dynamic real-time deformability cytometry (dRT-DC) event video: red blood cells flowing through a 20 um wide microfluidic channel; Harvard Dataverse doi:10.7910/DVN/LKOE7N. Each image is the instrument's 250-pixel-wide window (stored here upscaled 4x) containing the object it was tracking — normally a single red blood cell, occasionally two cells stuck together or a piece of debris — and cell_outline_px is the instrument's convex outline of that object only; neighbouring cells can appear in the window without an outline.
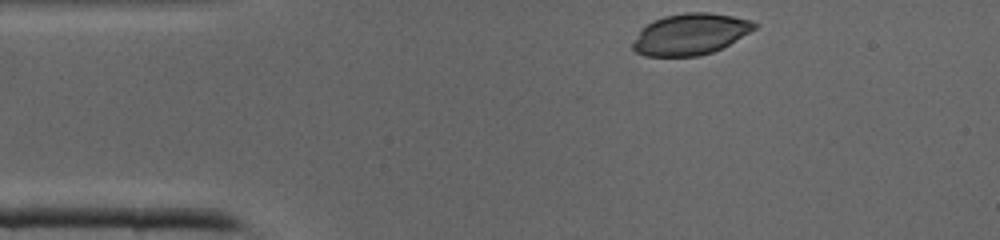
{"species": "common noctule bat (a hibernating species)", "species_latin": "Nyctalus noctula", "temperature_condition": "cold", "stored_images_in_passage": 30, "camera_frame_rate_fps": 3000, "um_per_image_px": 0.085, "animal": {"sex": "male", "body_mass_g": 19.0, "forearm_length_mm": 50.8}, "frame": {"image": 1, "passage_image": 1, "time_ms": 0.0, "image_size_px": [1000, 240], "cell_outline_px": [[760, 24], [756, 28], [728, 44], [712, 52], [696, 56], [644, 56], [636, 52], [632, 48], [632, 44], [640, 28], [652, 20], [664, 16], [684, 12], [708, 12], [732, 16], [752, 20]], "centroid_in_image_um": [58.65, 2.89], "position_along_channel_um": 26.4, "area_um2": 29.3}}
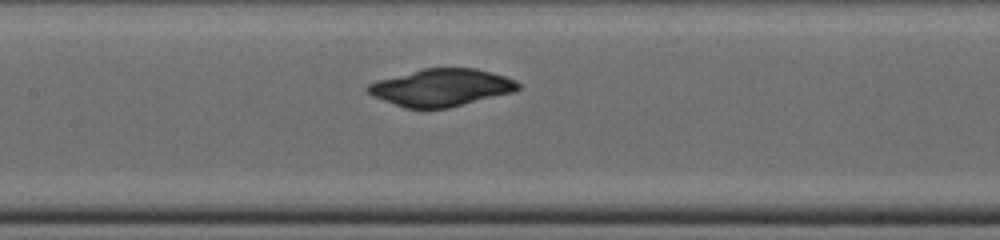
{"frame": {"image": 2, "passage_image": 13, "time_ms": 4.0, "image_size_px": [1000, 240], "cell_outline_px": [[520, 88], [512, 92], [448, 108], [404, 108], [372, 96], [364, 88], [368, 84], [376, 80], [424, 68], [476, 68], [492, 72], [516, 80], [520, 84]], "centroid_in_image_um": [37.48, 7.43], "position_along_channel_um": 169.9, "area_um2": 32.6}}